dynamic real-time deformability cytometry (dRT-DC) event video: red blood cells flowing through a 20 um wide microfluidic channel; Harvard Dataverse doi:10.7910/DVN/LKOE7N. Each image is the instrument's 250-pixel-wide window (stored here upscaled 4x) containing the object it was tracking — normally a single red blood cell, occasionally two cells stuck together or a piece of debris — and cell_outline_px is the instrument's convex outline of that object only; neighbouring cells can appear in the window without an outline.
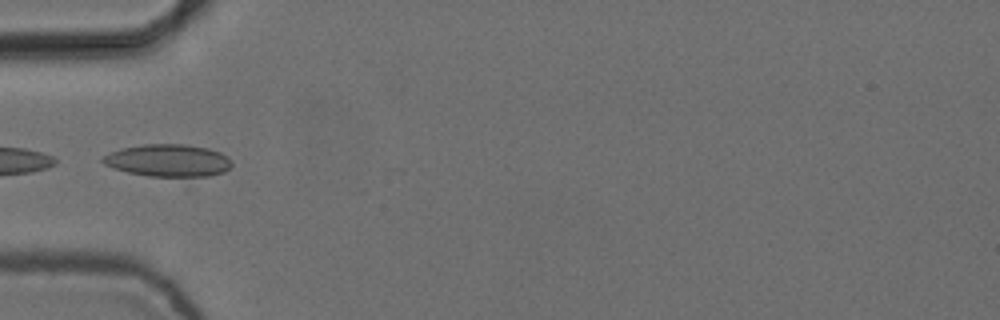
{"species": "common noctule bat (a hibernating species)", "species_latin": "Nyctalus noctula", "temperature_condition": "cold", "stored_images_in_passage": 5, "camera_frame_rate_fps": 3000, "um_per_image_px": 0.085, "animal": {"sex": "female", "body_mass_g": 24.6, "forearm_length_mm": 56.2}, "frame": {"image": 1, "passage_image": 5, "time_ms": 1.333, "image_size_px": [1000, 320], "cell_outline_px": [[232, 164], [224, 172], [208, 176], [148, 176], [128, 172], [112, 168], [104, 164], [100, 160], [104, 156], [120, 148], [144, 144], [188, 144], [208, 148], [220, 152], [228, 156]], "centroid_in_image_um": [14.29, 13.63], "position_along_channel_um": 70.7, "area_um2": 24.33}}